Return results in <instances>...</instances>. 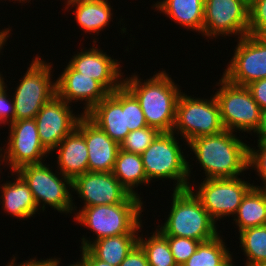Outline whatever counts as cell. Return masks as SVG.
I'll use <instances>...</instances> for the list:
<instances>
[{
	"instance_id": "15",
	"label": "cell",
	"mask_w": 266,
	"mask_h": 266,
	"mask_svg": "<svg viewBox=\"0 0 266 266\" xmlns=\"http://www.w3.org/2000/svg\"><path fill=\"white\" fill-rule=\"evenodd\" d=\"M72 192L84 201L82 208L124 203L132 196L112 172L88 171L79 175L72 180Z\"/></svg>"
},
{
	"instance_id": "21",
	"label": "cell",
	"mask_w": 266,
	"mask_h": 266,
	"mask_svg": "<svg viewBox=\"0 0 266 266\" xmlns=\"http://www.w3.org/2000/svg\"><path fill=\"white\" fill-rule=\"evenodd\" d=\"M57 152V171L73 180L88 172V149L84 136L75 129L53 150Z\"/></svg>"
},
{
	"instance_id": "20",
	"label": "cell",
	"mask_w": 266,
	"mask_h": 266,
	"mask_svg": "<svg viewBox=\"0 0 266 266\" xmlns=\"http://www.w3.org/2000/svg\"><path fill=\"white\" fill-rule=\"evenodd\" d=\"M11 176L13 182L6 181L0 185L2 210L19 221L35 216L39 211L28 184L17 172H11Z\"/></svg>"
},
{
	"instance_id": "45",
	"label": "cell",
	"mask_w": 266,
	"mask_h": 266,
	"mask_svg": "<svg viewBox=\"0 0 266 266\" xmlns=\"http://www.w3.org/2000/svg\"><path fill=\"white\" fill-rule=\"evenodd\" d=\"M247 266H266V262H259V263H255V264H250Z\"/></svg>"
},
{
	"instance_id": "26",
	"label": "cell",
	"mask_w": 266,
	"mask_h": 266,
	"mask_svg": "<svg viewBox=\"0 0 266 266\" xmlns=\"http://www.w3.org/2000/svg\"><path fill=\"white\" fill-rule=\"evenodd\" d=\"M233 221L239 232L266 225V188L253 186L244 196Z\"/></svg>"
},
{
	"instance_id": "17",
	"label": "cell",
	"mask_w": 266,
	"mask_h": 266,
	"mask_svg": "<svg viewBox=\"0 0 266 266\" xmlns=\"http://www.w3.org/2000/svg\"><path fill=\"white\" fill-rule=\"evenodd\" d=\"M58 76L56 94L70 105L84 101L85 115L109 94L98 81L75 71L68 63Z\"/></svg>"
},
{
	"instance_id": "40",
	"label": "cell",
	"mask_w": 266,
	"mask_h": 266,
	"mask_svg": "<svg viewBox=\"0 0 266 266\" xmlns=\"http://www.w3.org/2000/svg\"><path fill=\"white\" fill-rule=\"evenodd\" d=\"M257 135V142H266V111H262L258 128L255 130L254 135Z\"/></svg>"
},
{
	"instance_id": "19",
	"label": "cell",
	"mask_w": 266,
	"mask_h": 266,
	"mask_svg": "<svg viewBox=\"0 0 266 266\" xmlns=\"http://www.w3.org/2000/svg\"><path fill=\"white\" fill-rule=\"evenodd\" d=\"M142 222L129 234L105 237L91 241L90 238H81L82 248H87L97 259L112 266H119L129 252L138 243V236L142 232ZM89 239V240H88Z\"/></svg>"
},
{
	"instance_id": "9",
	"label": "cell",
	"mask_w": 266,
	"mask_h": 266,
	"mask_svg": "<svg viewBox=\"0 0 266 266\" xmlns=\"http://www.w3.org/2000/svg\"><path fill=\"white\" fill-rule=\"evenodd\" d=\"M214 97L219 105L221 121L228 131L248 134L258 128L262 110L246 86L229 82L223 76L216 82ZM250 132V133H249Z\"/></svg>"
},
{
	"instance_id": "31",
	"label": "cell",
	"mask_w": 266,
	"mask_h": 266,
	"mask_svg": "<svg viewBox=\"0 0 266 266\" xmlns=\"http://www.w3.org/2000/svg\"><path fill=\"white\" fill-rule=\"evenodd\" d=\"M160 133L158 129L149 126L131 131L120 143V149L129 153L142 154Z\"/></svg>"
},
{
	"instance_id": "35",
	"label": "cell",
	"mask_w": 266,
	"mask_h": 266,
	"mask_svg": "<svg viewBox=\"0 0 266 266\" xmlns=\"http://www.w3.org/2000/svg\"><path fill=\"white\" fill-rule=\"evenodd\" d=\"M7 90L6 88L0 93V125L11 124L15 121L14 100L12 95H8Z\"/></svg>"
},
{
	"instance_id": "6",
	"label": "cell",
	"mask_w": 266,
	"mask_h": 266,
	"mask_svg": "<svg viewBox=\"0 0 266 266\" xmlns=\"http://www.w3.org/2000/svg\"><path fill=\"white\" fill-rule=\"evenodd\" d=\"M46 164L24 165L15 172L28 184L40 212L48 206L64 214L77 212L78 207L73 202L72 180L56 169L54 173L53 167Z\"/></svg>"
},
{
	"instance_id": "12",
	"label": "cell",
	"mask_w": 266,
	"mask_h": 266,
	"mask_svg": "<svg viewBox=\"0 0 266 266\" xmlns=\"http://www.w3.org/2000/svg\"><path fill=\"white\" fill-rule=\"evenodd\" d=\"M249 0H205L202 36L218 37L248 34Z\"/></svg>"
},
{
	"instance_id": "39",
	"label": "cell",
	"mask_w": 266,
	"mask_h": 266,
	"mask_svg": "<svg viewBox=\"0 0 266 266\" xmlns=\"http://www.w3.org/2000/svg\"><path fill=\"white\" fill-rule=\"evenodd\" d=\"M17 258L14 256L13 259H10V262L7 263V265L5 266H46V259H36V257L34 258H30L29 260H25L22 262H16ZM18 264V265H17Z\"/></svg>"
},
{
	"instance_id": "23",
	"label": "cell",
	"mask_w": 266,
	"mask_h": 266,
	"mask_svg": "<svg viewBox=\"0 0 266 266\" xmlns=\"http://www.w3.org/2000/svg\"><path fill=\"white\" fill-rule=\"evenodd\" d=\"M64 2L65 11L66 9L72 11L70 7L75 8L73 9L75 20L85 33H95L99 36L98 34L109 27L113 19V8L108 0H65Z\"/></svg>"
},
{
	"instance_id": "27",
	"label": "cell",
	"mask_w": 266,
	"mask_h": 266,
	"mask_svg": "<svg viewBox=\"0 0 266 266\" xmlns=\"http://www.w3.org/2000/svg\"><path fill=\"white\" fill-rule=\"evenodd\" d=\"M223 235L200 242L196 251L182 266H219L230 254Z\"/></svg>"
},
{
	"instance_id": "46",
	"label": "cell",
	"mask_w": 266,
	"mask_h": 266,
	"mask_svg": "<svg viewBox=\"0 0 266 266\" xmlns=\"http://www.w3.org/2000/svg\"><path fill=\"white\" fill-rule=\"evenodd\" d=\"M259 37H260L261 39H263V40L266 42V30H265L264 32H262V33L259 35Z\"/></svg>"
},
{
	"instance_id": "36",
	"label": "cell",
	"mask_w": 266,
	"mask_h": 266,
	"mask_svg": "<svg viewBox=\"0 0 266 266\" xmlns=\"http://www.w3.org/2000/svg\"><path fill=\"white\" fill-rule=\"evenodd\" d=\"M246 87L261 110L266 111V78L253 81Z\"/></svg>"
},
{
	"instance_id": "43",
	"label": "cell",
	"mask_w": 266,
	"mask_h": 266,
	"mask_svg": "<svg viewBox=\"0 0 266 266\" xmlns=\"http://www.w3.org/2000/svg\"><path fill=\"white\" fill-rule=\"evenodd\" d=\"M233 255L230 254L219 266H236L233 261Z\"/></svg>"
},
{
	"instance_id": "14",
	"label": "cell",
	"mask_w": 266,
	"mask_h": 266,
	"mask_svg": "<svg viewBox=\"0 0 266 266\" xmlns=\"http://www.w3.org/2000/svg\"><path fill=\"white\" fill-rule=\"evenodd\" d=\"M73 111L71 105L56 94L34 118L39 139L51 155L58 144L76 129L78 121L84 115L81 112L75 114Z\"/></svg>"
},
{
	"instance_id": "48",
	"label": "cell",
	"mask_w": 266,
	"mask_h": 266,
	"mask_svg": "<svg viewBox=\"0 0 266 266\" xmlns=\"http://www.w3.org/2000/svg\"><path fill=\"white\" fill-rule=\"evenodd\" d=\"M4 46L5 45H0V53H2L1 51L4 50Z\"/></svg>"
},
{
	"instance_id": "42",
	"label": "cell",
	"mask_w": 266,
	"mask_h": 266,
	"mask_svg": "<svg viewBox=\"0 0 266 266\" xmlns=\"http://www.w3.org/2000/svg\"><path fill=\"white\" fill-rule=\"evenodd\" d=\"M10 26L8 28L0 30V45H6L7 40L9 39L8 37L11 35V30Z\"/></svg>"
},
{
	"instance_id": "37",
	"label": "cell",
	"mask_w": 266,
	"mask_h": 266,
	"mask_svg": "<svg viewBox=\"0 0 266 266\" xmlns=\"http://www.w3.org/2000/svg\"><path fill=\"white\" fill-rule=\"evenodd\" d=\"M119 266H150L144 250L137 243Z\"/></svg>"
},
{
	"instance_id": "1",
	"label": "cell",
	"mask_w": 266,
	"mask_h": 266,
	"mask_svg": "<svg viewBox=\"0 0 266 266\" xmlns=\"http://www.w3.org/2000/svg\"><path fill=\"white\" fill-rule=\"evenodd\" d=\"M239 138L237 133L225 129L187 143L205 173L203 179L235 178L245 174L248 169V145Z\"/></svg>"
},
{
	"instance_id": "24",
	"label": "cell",
	"mask_w": 266,
	"mask_h": 266,
	"mask_svg": "<svg viewBox=\"0 0 266 266\" xmlns=\"http://www.w3.org/2000/svg\"><path fill=\"white\" fill-rule=\"evenodd\" d=\"M205 0H160L153 6L180 27L202 34Z\"/></svg>"
},
{
	"instance_id": "2",
	"label": "cell",
	"mask_w": 266,
	"mask_h": 266,
	"mask_svg": "<svg viewBox=\"0 0 266 266\" xmlns=\"http://www.w3.org/2000/svg\"><path fill=\"white\" fill-rule=\"evenodd\" d=\"M133 74L124 77L123 85L138 100L148 126L160 132H172L181 86L164 69L144 81Z\"/></svg>"
},
{
	"instance_id": "7",
	"label": "cell",
	"mask_w": 266,
	"mask_h": 266,
	"mask_svg": "<svg viewBox=\"0 0 266 266\" xmlns=\"http://www.w3.org/2000/svg\"><path fill=\"white\" fill-rule=\"evenodd\" d=\"M52 65L51 62H46L37 55L29 64L25 75L21 80L19 79V84L12 93L15 121L35 118L41 108L56 95Z\"/></svg>"
},
{
	"instance_id": "8",
	"label": "cell",
	"mask_w": 266,
	"mask_h": 266,
	"mask_svg": "<svg viewBox=\"0 0 266 266\" xmlns=\"http://www.w3.org/2000/svg\"><path fill=\"white\" fill-rule=\"evenodd\" d=\"M225 130L214 95L210 99L195 98L183 92L179 96L175 123L172 132L187 143L192 139L219 133Z\"/></svg>"
},
{
	"instance_id": "13",
	"label": "cell",
	"mask_w": 266,
	"mask_h": 266,
	"mask_svg": "<svg viewBox=\"0 0 266 266\" xmlns=\"http://www.w3.org/2000/svg\"><path fill=\"white\" fill-rule=\"evenodd\" d=\"M237 40L234 55L222 76L240 86L266 78V42L250 34Z\"/></svg>"
},
{
	"instance_id": "25",
	"label": "cell",
	"mask_w": 266,
	"mask_h": 266,
	"mask_svg": "<svg viewBox=\"0 0 266 266\" xmlns=\"http://www.w3.org/2000/svg\"><path fill=\"white\" fill-rule=\"evenodd\" d=\"M112 174L131 195L137 197L140 195L135 188L150 183L147 180L141 154L129 153L121 149L118 151Z\"/></svg>"
},
{
	"instance_id": "29",
	"label": "cell",
	"mask_w": 266,
	"mask_h": 266,
	"mask_svg": "<svg viewBox=\"0 0 266 266\" xmlns=\"http://www.w3.org/2000/svg\"><path fill=\"white\" fill-rule=\"evenodd\" d=\"M239 234V247L246 256L245 266L266 262V225L246 228Z\"/></svg>"
},
{
	"instance_id": "32",
	"label": "cell",
	"mask_w": 266,
	"mask_h": 266,
	"mask_svg": "<svg viewBox=\"0 0 266 266\" xmlns=\"http://www.w3.org/2000/svg\"><path fill=\"white\" fill-rule=\"evenodd\" d=\"M165 237L168 239V245L177 266H182L196 251L200 243V241L185 237Z\"/></svg>"
},
{
	"instance_id": "22",
	"label": "cell",
	"mask_w": 266,
	"mask_h": 266,
	"mask_svg": "<svg viewBox=\"0 0 266 266\" xmlns=\"http://www.w3.org/2000/svg\"><path fill=\"white\" fill-rule=\"evenodd\" d=\"M86 116L112 140L121 143L130 132L127 127L126 109L109 93Z\"/></svg>"
},
{
	"instance_id": "28",
	"label": "cell",
	"mask_w": 266,
	"mask_h": 266,
	"mask_svg": "<svg viewBox=\"0 0 266 266\" xmlns=\"http://www.w3.org/2000/svg\"><path fill=\"white\" fill-rule=\"evenodd\" d=\"M151 234L146 238L142 234L138 236V244L144 250L149 265L177 266L170 251L168 239L157 228Z\"/></svg>"
},
{
	"instance_id": "33",
	"label": "cell",
	"mask_w": 266,
	"mask_h": 266,
	"mask_svg": "<svg viewBox=\"0 0 266 266\" xmlns=\"http://www.w3.org/2000/svg\"><path fill=\"white\" fill-rule=\"evenodd\" d=\"M266 30V0H249L248 34L259 36Z\"/></svg>"
},
{
	"instance_id": "4",
	"label": "cell",
	"mask_w": 266,
	"mask_h": 266,
	"mask_svg": "<svg viewBox=\"0 0 266 266\" xmlns=\"http://www.w3.org/2000/svg\"><path fill=\"white\" fill-rule=\"evenodd\" d=\"M175 135L173 132H161L141 157L149 182L155 178L174 180L173 190H181L191 186L192 168Z\"/></svg>"
},
{
	"instance_id": "34",
	"label": "cell",
	"mask_w": 266,
	"mask_h": 266,
	"mask_svg": "<svg viewBox=\"0 0 266 266\" xmlns=\"http://www.w3.org/2000/svg\"><path fill=\"white\" fill-rule=\"evenodd\" d=\"M257 145L258 149H255L248 144V170H256V175L262 180L261 186H254L266 188V142H257Z\"/></svg>"
},
{
	"instance_id": "41",
	"label": "cell",
	"mask_w": 266,
	"mask_h": 266,
	"mask_svg": "<svg viewBox=\"0 0 266 266\" xmlns=\"http://www.w3.org/2000/svg\"><path fill=\"white\" fill-rule=\"evenodd\" d=\"M79 261H77L76 263L74 262L73 264H69L67 266H85V263H84V259L83 257L81 256V259H78ZM61 261V258H50L49 259L47 258L46 259V266H60V264H62Z\"/></svg>"
},
{
	"instance_id": "44",
	"label": "cell",
	"mask_w": 266,
	"mask_h": 266,
	"mask_svg": "<svg viewBox=\"0 0 266 266\" xmlns=\"http://www.w3.org/2000/svg\"><path fill=\"white\" fill-rule=\"evenodd\" d=\"M2 72H0V93L5 90L7 88V85L5 81V78L3 77V74H1Z\"/></svg>"
},
{
	"instance_id": "18",
	"label": "cell",
	"mask_w": 266,
	"mask_h": 266,
	"mask_svg": "<svg viewBox=\"0 0 266 266\" xmlns=\"http://www.w3.org/2000/svg\"><path fill=\"white\" fill-rule=\"evenodd\" d=\"M76 129L84 136L87 145L88 171L112 172L120 144L112 140L85 114L78 121Z\"/></svg>"
},
{
	"instance_id": "38",
	"label": "cell",
	"mask_w": 266,
	"mask_h": 266,
	"mask_svg": "<svg viewBox=\"0 0 266 266\" xmlns=\"http://www.w3.org/2000/svg\"><path fill=\"white\" fill-rule=\"evenodd\" d=\"M80 256L83 257L85 266H112L97 259L87 248H82Z\"/></svg>"
},
{
	"instance_id": "11",
	"label": "cell",
	"mask_w": 266,
	"mask_h": 266,
	"mask_svg": "<svg viewBox=\"0 0 266 266\" xmlns=\"http://www.w3.org/2000/svg\"><path fill=\"white\" fill-rule=\"evenodd\" d=\"M8 126V142L5 149L0 148V164H7L15 172L24 165L40 164L46 160L50 153L39 139L34 118L14 121Z\"/></svg>"
},
{
	"instance_id": "16",
	"label": "cell",
	"mask_w": 266,
	"mask_h": 266,
	"mask_svg": "<svg viewBox=\"0 0 266 266\" xmlns=\"http://www.w3.org/2000/svg\"><path fill=\"white\" fill-rule=\"evenodd\" d=\"M93 39L92 47L74 54L68 64L77 72L98 81L109 93L123 85L124 73L120 69V61L110 57L95 44L98 40ZM97 45V46H95ZM113 58V59H112Z\"/></svg>"
},
{
	"instance_id": "47",
	"label": "cell",
	"mask_w": 266,
	"mask_h": 266,
	"mask_svg": "<svg viewBox=\"0 0 266 266\" xmlns=\"http://www.w3.org/2000/svg\"><path fill=\"white\" fill-rule=\"evenodd\" d=\"M2 1V0H1ZM6 1V0H5ZM9 1H11V0H9ZM12 1H14L13 3H15V1H19L18 3L20 4V3H29L31 0H12ZM26 1V2H25Z\"/></svg>"
},
{
	"instance_id": "5",
	"label": "cell",
	"mask_w": 266,
	"mask_h": 266,
	"mask_svg": "<svg viewBox=\"0 0 266 266\" xmlns=\"http://www.w3.org/2000/svg\"><path fill=\"white\" fill-rule=\"evenodd\" d=\"M143 197L132 195L126 202L79 207L75 220L96 235L94 240L131 233L141 222Z\"/></svg>"
},
{
	"instance_id": "10",
	"label": "cell",
	"mask_w": 266,
	"mask_h": 266,
	"mask_svg": "<svg viewBox=\"0 0 266 266\" xmlns=\"http://www.w3.org/2000/svg\"><path fill=\"white\" fill-rule=\"evenodd\" d=\"M240 177L204 179L198 189L189 188L200 199L203 208L217 221L224 217H234L244 196L254 186ZM195 191V192H194Z\"/></svg>"
},
{
	"instance_id": "3",
	"label": "cell",
	"mask_w": 266,
	"mask_h": 266,
	"mask_svg": "<svg viewBox=\"0 0 266 266\" xmlns=\"http://www.w3.org/2000/svg\"><path fill=\"white\" fill-rule=\"evenodd\" d=\"M167 220L157 229L164 236L185 237L200 242L221 233L216 222L203 208L200 199L190 188L173 190ZM218 230V231H217Z\"/></svg>"
},
{
	"instance_id": "30",
	"label": "cell",
	"mask_w": 266,
	"mask_h": 266,
	"mask_svg": "<svg viewBox=\"0 0 266 266\" xmlns=\"http://www.w3.org/2000/svg\"><path fill=\"white\" fill-rule=\"evenodd\" d=\"M110 94L126 109L127 127L130 132L148 126L138 100L124 85Z\"/></svg>"
}]
</instances>
